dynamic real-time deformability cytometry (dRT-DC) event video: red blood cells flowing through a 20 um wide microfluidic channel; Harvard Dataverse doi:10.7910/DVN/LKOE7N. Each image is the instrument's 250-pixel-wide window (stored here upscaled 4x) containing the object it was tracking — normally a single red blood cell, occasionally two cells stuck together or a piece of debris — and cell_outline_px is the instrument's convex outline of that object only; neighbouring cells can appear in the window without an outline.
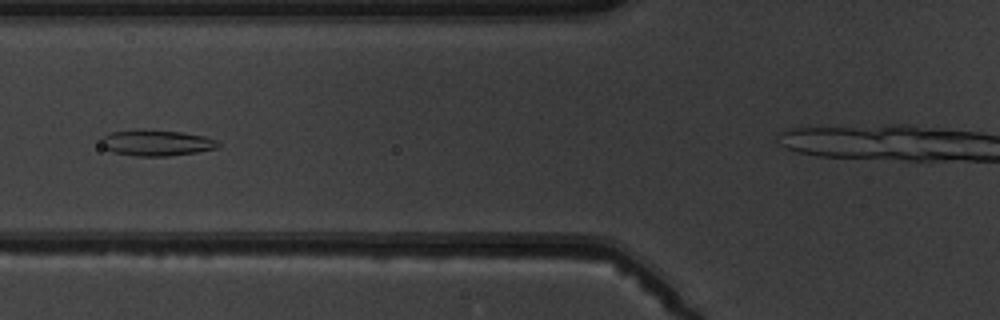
{"species": "common noctule bat (a hibernating species)", "species_latin": "Nyctalus noctula", "temperature_condition": "warm", "stored_images_in_passage": 7, "camera_frame_rate_fps": 3000, "um_per_image_px": 0.085, "animal": {"sex": "male", "body_mass_g": 19.5, "forearm_length_mm": 54.6}, "frame": {"image": 1, "passage_image": 5, "time_ms": 4.667, "image_size_px": [1000, 320], "cell_outline_px": [[220, 144], [216, 148], [196, 152], [168, 156], [136, 156], [112, 152], [104, 148], [100, 140], [100, 136], [112, 132], [136, 128], [180, 132], [204, 136], [216, 140]], "centroid_in_image_um": [13.22, 12.13], "position_along_channel_um": 112.6, "area_um2": 17.86}}
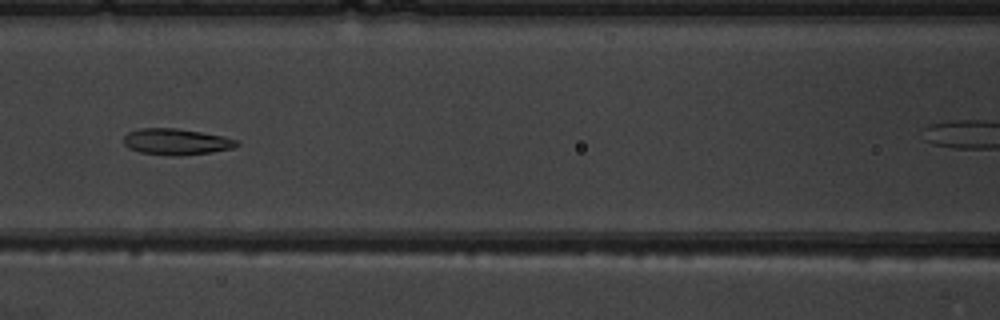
{"frame": {"image": 2, "passage_image": 6, "time_ms": 5.667, "image_size_px": [1000, 320], "cell_outline_px": [[240, 144], [232, 148], [212, 152], [176, 156], [172, 156], [140, 152], [128, 148], [124, 144], [124, 136], [128, 132], [140, 128], [176, 128], [224, 136], [240, 140]], "centroid_in_image_um": [15.0, 12.04], "position_along_channel_um": 151.6, "area_um2": 17.34}}